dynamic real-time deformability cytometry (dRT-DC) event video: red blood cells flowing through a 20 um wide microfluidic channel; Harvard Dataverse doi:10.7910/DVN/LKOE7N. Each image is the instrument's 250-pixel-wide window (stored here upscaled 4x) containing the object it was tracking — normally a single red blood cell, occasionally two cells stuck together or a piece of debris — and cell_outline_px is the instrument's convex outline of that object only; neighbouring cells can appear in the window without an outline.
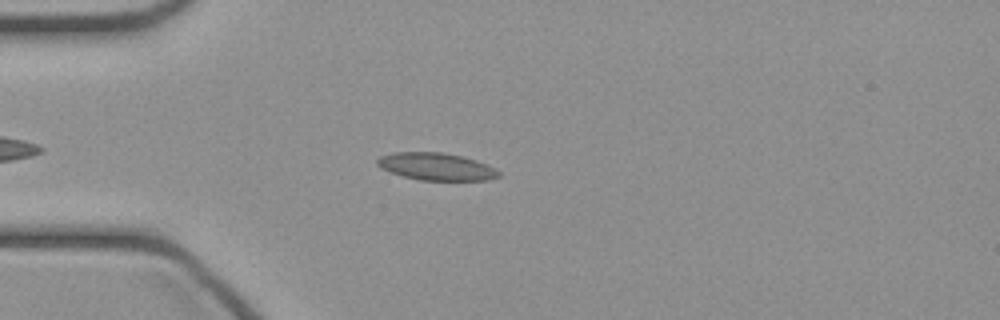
{"species": "common noctule bat (a hibernating species)", "species_latin": "Nyctalus noctula", "temperature_condition": "cold", "stored_images_in_passage": 25, "camera_frame_rate_fps": 3000, "um_per_image_px": 0.085, "animal": {"sex": "female", "body_mass_g": 21.9}, "frame": {"image": 1, "passage_image": 7, "time_ms": 2.0, "image_size_px": [1000, 320], "cell_outline_px": [[500, 176], [488, 180], [420, 180], [404, 176], [380, 168], [376, 164], [376, 160], [380, 156], [392, 152], [444, 152], [476, 160], [496, 168], [500, 172]], "centroid_in_image_um": [37.08, 14.15], "position_along_channel_um": 47.9, "area_um2": 19.36}}
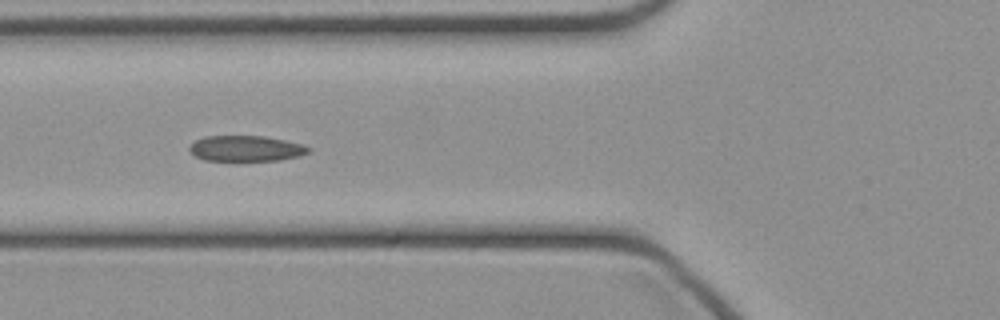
{"frame": {"image": 2, "passage_image": 12, "time_ms": 3.667, "image_size_px": [1000, 320], "cell_outline_px": [[312, 148], [308, 152], [300, 156], [280, 160], [204, 160], [188, 152], [188, 148], [196, 140], [204, 136], [264, 136], [304, 144]], "centroid_in_image_um": [20.91, 12.61], "position_along_channel_um": 104.9, "area_um2": 17.8}}